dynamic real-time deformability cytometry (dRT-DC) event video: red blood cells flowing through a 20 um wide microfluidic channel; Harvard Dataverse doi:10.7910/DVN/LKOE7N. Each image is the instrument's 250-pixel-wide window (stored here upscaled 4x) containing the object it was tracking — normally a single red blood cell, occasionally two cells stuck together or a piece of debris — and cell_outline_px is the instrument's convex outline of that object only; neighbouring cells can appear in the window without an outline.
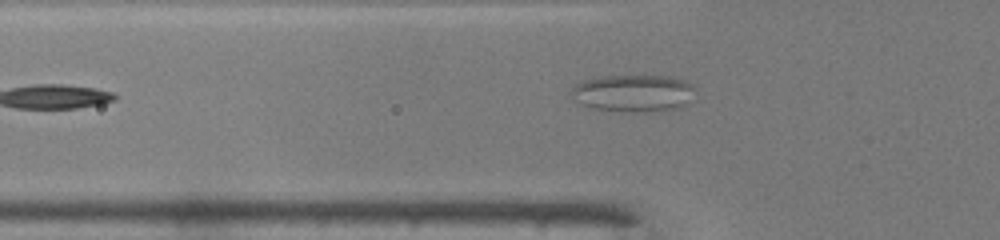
{"species": "common noctule bat (a hibernating species)", "species_latin": "Nyctalus noctula", "temperature_condition": "warm", "stored_images_in_passage": 38, "camera_frame_rate_fps": 3000, "um_per_image_px": 0.085, "animal": {"sex": "male", "body_mass_g": 19.0, "forearm_length_mm": 50.8}, "frame": {"image": 1, "passage_image": 5, "time_ms": 1.333, "image_size_px": [1000, 240], "cell_outline_px": [[692, 88], [688, 104], [676, 108], [644, 112], [632, 112], [592, 108], [580, 104], [572, 100], [568, 92], [580, 80], [600, 76], [668, 76], [688, 80], [692, 84]], "centroid_in_image_um": [53.74, 7.91], "position_along_channel_um": 72.1, "area_um2": 27.05}}
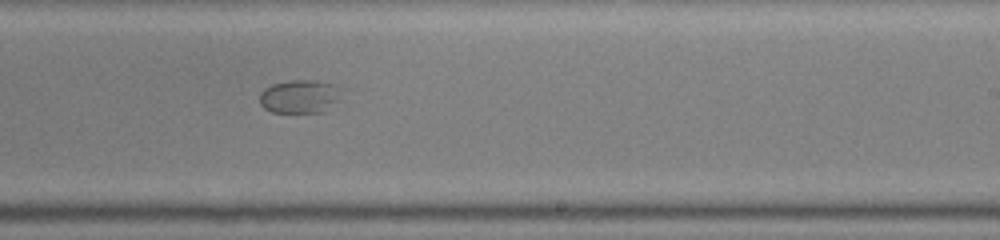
{"frame": {"image": 2, "passage_image": 19, "time_ms": 6.0, "image_size_px": [1000, 240], "cell_outline_px": [[344, 88], [336, 100], [324, 112], [272, 112], [264, 108], [260, 104], [260, 92], [264, 88], [272, 84], [292, 80], [316, 80], [336, 84]], "centroid_in_image_um": [25.48, 8.18], "position_along_channel_um": 263.5, "area_um2": 16.01}}
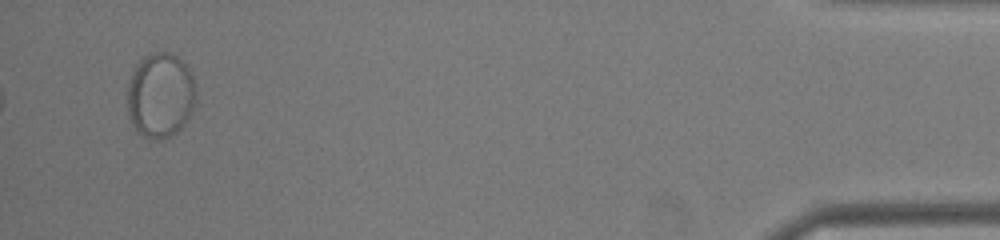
{"frame": {"image": 3, "passage_image": 36, "time_ms": 11.667, "image_size_px": [1000, 240], "cell_outline_px": [[196, 100], [192, 112], [188, 120], [172, 136], [164, 140], [148, 140], [132, 124], [128, 112], [128, 80], [136, 64], [144, 56], [152, 52], [172, 52], [188, 68], [192, 76], [196, 88]], "centroid_in_image_um": [13.64, 8.11], "position_along_channel_um": 421.6, "area_um2": 34.39}}